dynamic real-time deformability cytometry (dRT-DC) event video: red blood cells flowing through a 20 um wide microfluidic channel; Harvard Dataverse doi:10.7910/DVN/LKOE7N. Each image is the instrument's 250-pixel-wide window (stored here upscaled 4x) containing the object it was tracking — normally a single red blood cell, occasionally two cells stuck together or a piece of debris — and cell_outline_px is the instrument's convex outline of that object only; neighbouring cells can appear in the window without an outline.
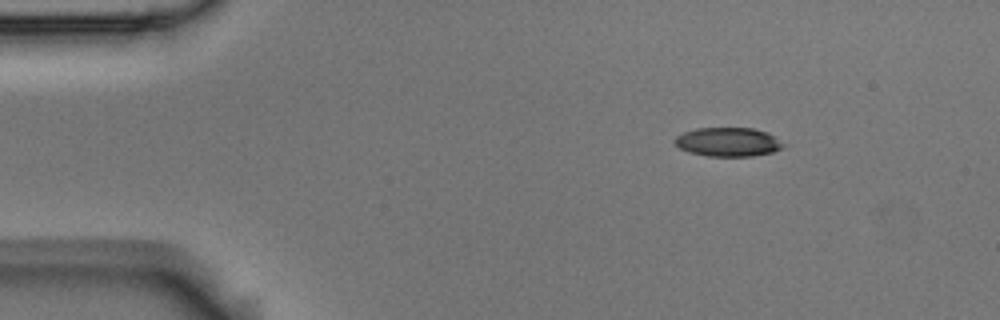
{"species": "Egyptian fruit bat (a non-hibernating species)", "species_latin": "Rousettus aegyptiacus", "temperature_condition": "room temperature", "stored_images_in_passage": 5, "segment_of_instrument_passage": [2, 2], "camera_frame_rate_fps": 3000, "um_per_image_px": 0.085, "animal": {"sex": "male"}, "frame": {"image": 1, "passage_image": 5, "time_ms": 1.333, "image_size_px": [1000, 320], "cell_outline_px": [[788, 144], [784, 148], [772, 152], [752, 156], [708, 156], [688, 152], [680, 148], [672, 140], [676, 136], [684, 132], [696, 128], [752, 128], [768, 132]], "centroid_in_image_um": [61.93, 12.06], "position_along_channel_um": 23.1, "area_um2": 18.55}}